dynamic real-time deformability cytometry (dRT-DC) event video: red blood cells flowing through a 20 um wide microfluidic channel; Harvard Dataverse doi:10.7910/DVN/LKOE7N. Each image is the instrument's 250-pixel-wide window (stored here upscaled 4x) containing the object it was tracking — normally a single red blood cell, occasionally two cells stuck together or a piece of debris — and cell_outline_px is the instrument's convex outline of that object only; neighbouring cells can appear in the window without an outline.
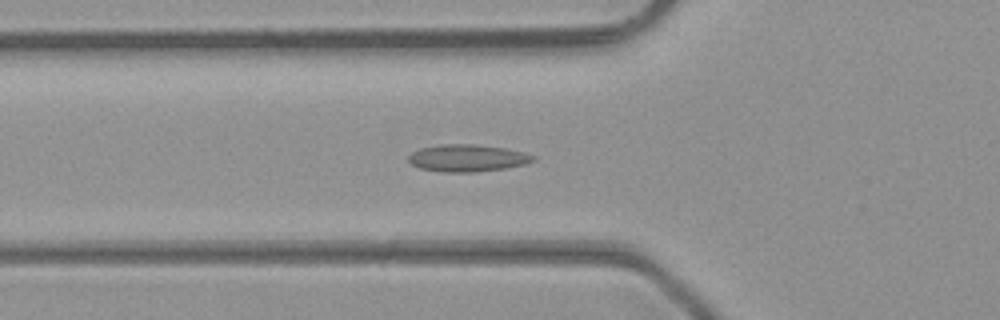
{"species": "common noctule bat (a hibernating species)", "species_latin": "Nyctalus noctula", "temperature_condition": "room temperature", "stored_images_in_passage": 46, "camera_frame_rate_fps": 3000, "um_per_image_px": 0.085, "animal": {"sex": "male", "body_mass_g": 23.1, "forearm_length_mm": 52.7}, "frame": {"image": 1, "passage_image": 16, "time_ms": 5.0, "image_size_px": [1000, 320], "cell_outline_px": [[536, 160], [524, 164], [504, 168], [476, 172], [440, 172], [420, 168], [412, 164], [408, 160], [408, 156], [412, 152], [420, 148], [440, 144], [476, 144], [504, 148], [524, 152], [536, 156]], "centroid_in_image_um": [39.72, 13.43], "position_along_channel_um": 86.1, "area_um2": 19.77}}
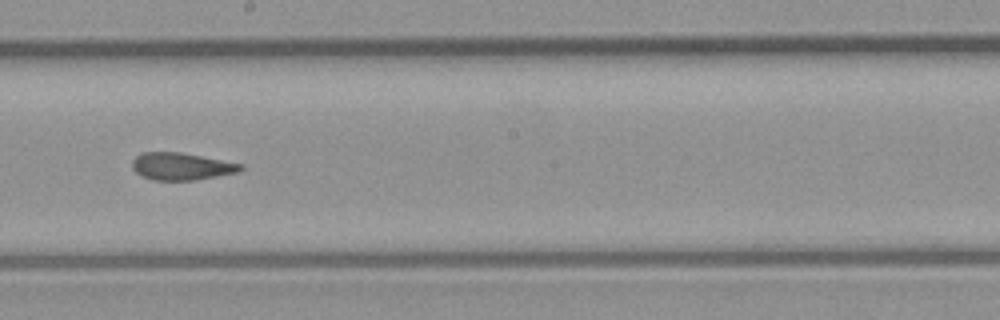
{"frame": {"image": 2, "passage_image": 26, "time_ms": 8.333, "image_size_px": [1000, 320], "cell_outline_px": [[244, 168], [240, 172], [192, 180], [152, 180], [140, 176], [132, 168], [132, 160], [136, 156], [144, 152], [180, 152], [244, 164]], "centroid_in_image_um": [15.42, 14.14], "position_along_channel_um": 232.8, "area_um2": 17.28}}
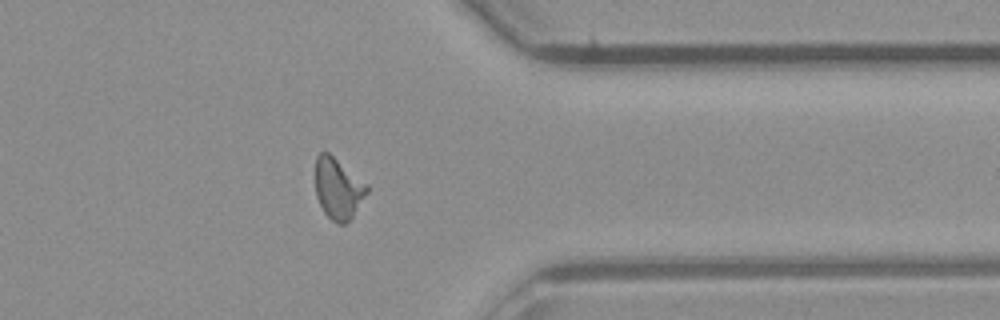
{"frame": {"image": 3, "passage_image": 37, "time_ms": 12.0, "image_size_px": [1000, 320], "cell_outline_px": [[368, 192], [352, 216], [344, 224], [340, 224], [332, 220], [324, 212], [316, 196], [316, 156], [320, 152], [328, 152], [368, 184]], "centroid_in_image_um": [28.74, 16.01], "position_along_channel_um": 382.7, "area_um2": 18.09}, "authors_computed_cell_mechanics": {"area_um2": 18.0625, "velocity_mm_per_s": 4.3632, "shape_relaxation_time_tau1_ms": null, "shape_relaxation_time_tau2_ms": 1.7125, "deformation_change_tau1": null, "deformation_change_tau2": 0.0807}}